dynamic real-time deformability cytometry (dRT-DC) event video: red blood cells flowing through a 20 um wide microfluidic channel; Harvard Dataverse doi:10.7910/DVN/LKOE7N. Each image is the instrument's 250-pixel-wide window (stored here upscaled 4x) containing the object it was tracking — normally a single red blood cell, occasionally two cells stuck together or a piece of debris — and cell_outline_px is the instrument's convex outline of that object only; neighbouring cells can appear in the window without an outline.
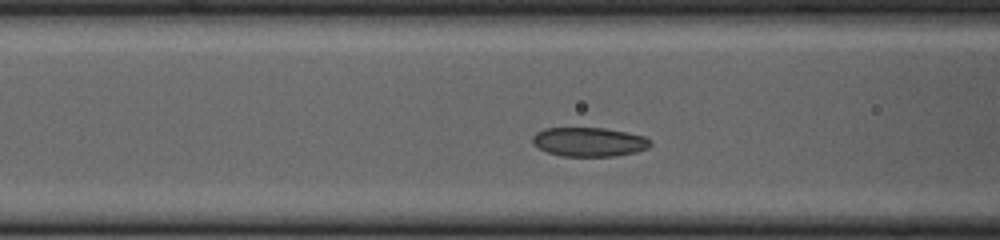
{"species": "common noctule bat (a hibernating species)", "species_latin": "Nyctalus noctula", "temperature_condition": "cold", "stored_images_in_passage": 41, "camera_frame_rate_fps": 3000, "um_per_image_px": 0.085, "animal": {"sex": "female", "body_mass_g": 23.0, "forearm_length_mm": 53.4}, "frame": {"image": 1, "passage_image": 16, "time_ms": 5.0, "image_size_px": [1000, 240], "cell_outline_px": [[652, 144], [648, 148], [636, 152], [616, 156], [560, 156], [548, 152], [532, 144], [532, 136], [536, 132], [544, 128], [604, 128], [644, 136], [652, 140]], "centroid_in_image_um": [50.07, 12.06], "position_along_channel_um": 116.5, "area_um2": 20.06}}
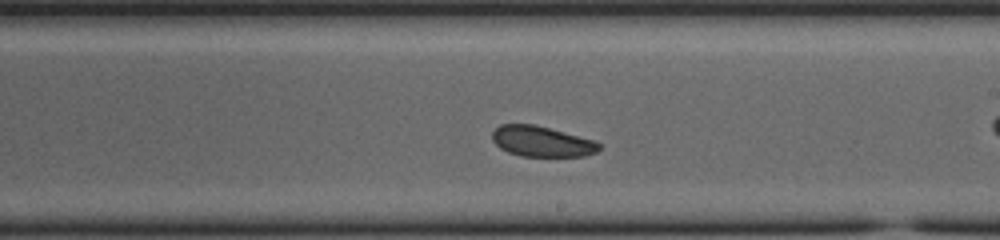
{"frame": {"image": 2, "passage_image": 26, "time_ms": 8.333, "image_size_px": [1000, 240], "cell_outline_px": [[600, 148], [596, 152], [584, 156], [520, 156], [508, 152], [500, 148], [492, 140], [492, 132], [500, 124], [532, 124], [596, 140], [600, 144]], "centroid_in_image_um": [46.04, 12.02], "position_along_channel_um": 243.0, "area_um2": 18.96}}
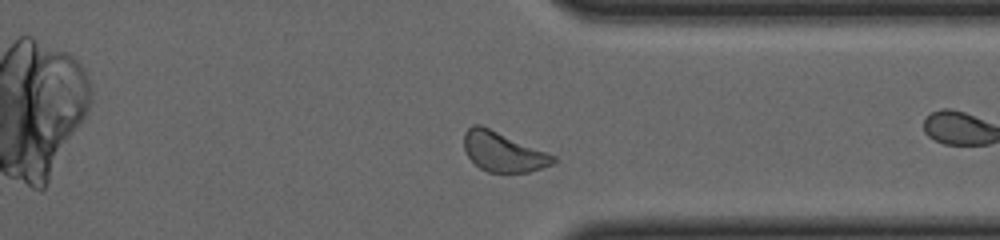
{"frame": {"image": 3, "passage_image": 36, "time_ms": 11.667, "image_size_px": [1000, 240], "cell_outline_px": [[556, 160], [552, 164], [528, 172], [488, 172], [480, 168], [468, 156], [464, 148], [464, 132], [472, 124], [480, 124], [556, 156]], "centroid_in_image_um": [42.74, 12.89], "position_along_channel_um": 368.7, "area_um2": 20.35}, "authors_computed_cell_mechanics": {"area_um2": 20.0566, "velocity_mm_per_s": 3.808, "shape_relaxation_time_tau1_ms": 2.0149, "shape_relaxation_time_tau2_ms": 3.5755, "deformation_change_tau1": 0.0405, "deformation_change_tau2": 0.0752}}